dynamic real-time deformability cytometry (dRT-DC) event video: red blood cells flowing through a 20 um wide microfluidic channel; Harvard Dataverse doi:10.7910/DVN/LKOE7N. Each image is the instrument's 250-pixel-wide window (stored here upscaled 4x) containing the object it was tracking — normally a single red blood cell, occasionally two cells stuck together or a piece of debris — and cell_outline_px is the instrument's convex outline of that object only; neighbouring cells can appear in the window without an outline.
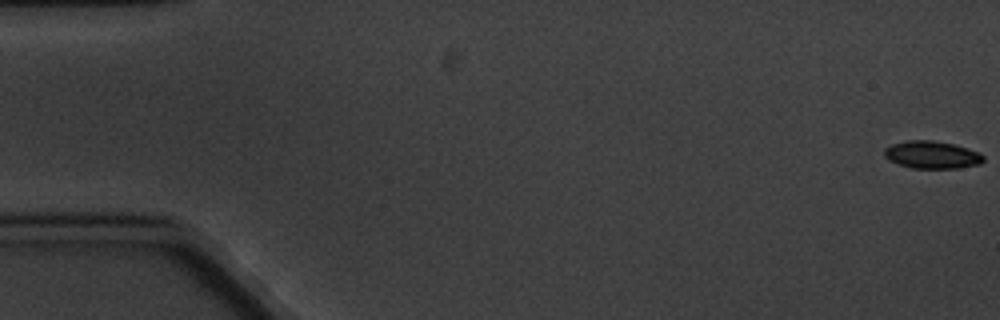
{"species": "common noctule bat (a hibernating species)", "species_latin": "Nyctalus noctula", "temperature_condition": "cold", "stored_images_in_passage": 6, "camera_frame_rate_fps": 3000, "um_per_image_px": 0.085, "animal": {"sex": "male", "body_mass_g": 20.1, "forearm_length_mm": 53.5}, "frame": {"image": 1, "passage_image": 1, "time_ms": 0.0, "image_size_px": [1000, 320], "cell_outline_px": [[984, 160], [980, 164], [956, 168], [912, 168], [888, 160], [884, 156], [884, 148], [892, 144], [904, 140], [932, 140], [952, 144], [968, 148], [980, 152], [984, 156]], "centroid_in_image_um": [79.2, 13.15], "position_along_channel_um": 5.8, "area_um2": 15.95}}
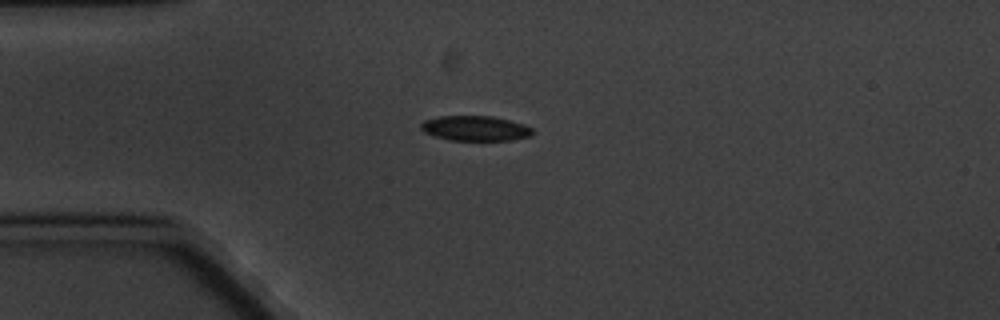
{"frame": {"image": 2, "passage_image": 5, "time_ms": 5.0, "image_size_px": [1000, 320], "cell_outline_px": [[532, 136], [512, 140], [448, 140], [424, 132], [420, 128], [420, 124], [424, 120], [440, 116], [492, 116], [524, 124], [532, 128]], "centroid_in_image_um": [40.39, 10.91], "position_along_channel_um": 44.6, "area_um2": 16.24}}